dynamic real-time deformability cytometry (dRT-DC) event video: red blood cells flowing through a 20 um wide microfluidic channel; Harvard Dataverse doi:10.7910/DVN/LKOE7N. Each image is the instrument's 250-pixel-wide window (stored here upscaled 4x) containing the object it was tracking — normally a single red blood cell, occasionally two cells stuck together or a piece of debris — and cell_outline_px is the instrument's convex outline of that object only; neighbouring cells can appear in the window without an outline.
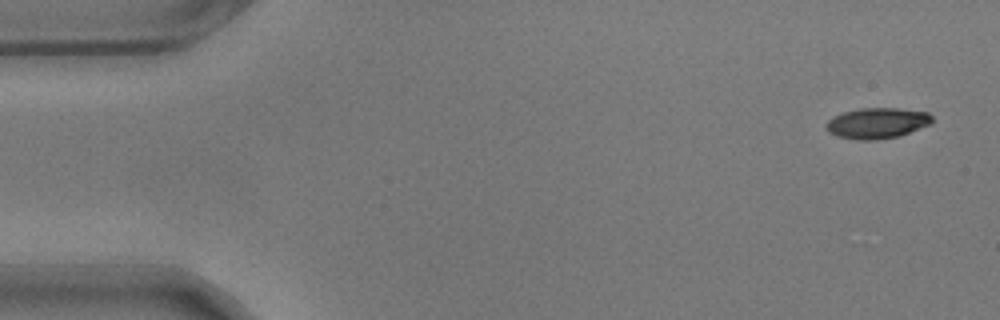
{"species": "common noctule bat (a hibernating species)", "species_latin": "Nyctalus noctula", "temperature_condition": "warm", "stored_images_in_passage": 9, "camera_frame_rate_fps": 3000, "um_per_image_px": 0.085, "animal": {"sex": "male", "body_mass_g": 17.9}, "frame": {"image": 1, "passage_image": 1, "time_ms": 0.0, "image_size_px": [1000, 320], "cell_outline_px": [[932, 124], [900, 136], [876, 140], [860, 140], [836, 136], [828, 132], [828, 120], [832, 116], [844, 112], [860, 108], [896, 108], [928, 112], [932, 116]], "centroid_in_image_um": [74.59, 10.47], "position_along_channel_um": 10.4, "area_um2": 19.02}}